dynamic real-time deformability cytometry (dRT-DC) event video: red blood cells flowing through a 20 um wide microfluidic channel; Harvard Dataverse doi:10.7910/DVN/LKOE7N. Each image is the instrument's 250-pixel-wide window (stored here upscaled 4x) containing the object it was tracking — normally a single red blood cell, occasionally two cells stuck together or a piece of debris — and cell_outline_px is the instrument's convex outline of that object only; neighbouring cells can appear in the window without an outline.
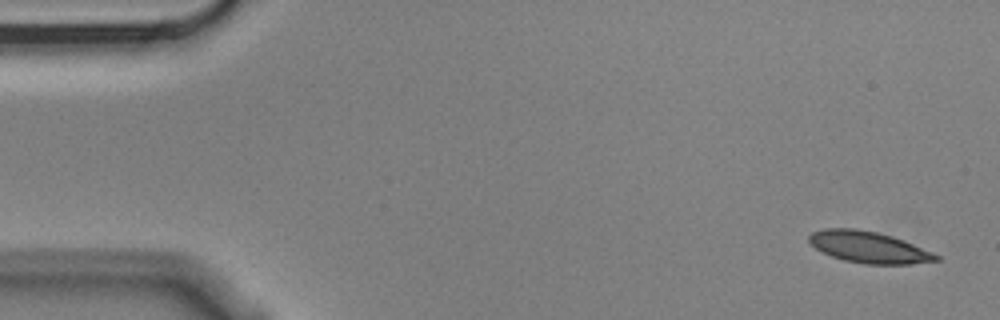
{"species": "Egyptian fruit bat (a non-hibernating species)", "species_latin": "Rousettus aegyptiacus", "temperature_condition": "cold", "stored_images_in_passage": 5, "camera_frame_rate_fps": 3000, "um_per_image_px": 0.085, "animal": {"sex": "male"}, "frame": {"image": 1, "passage_image": 1, "time_ms": 0.0, "image_size_px": [1000, 320], "cell_outline_px": [[940, 260], [912, 264], [864, 264], [844, 260], [832, 256], [816, 248], [808, 240], [808, 236], [812, 232], [824, 228], [856, 228], [876, 232], [892, 236], [904, 240], [932, 252], [940, 256]], "centroid_in_image_um": [73.85, 21.01], "position_along_channel_um": 11.1, "area_um2": 23.24}}
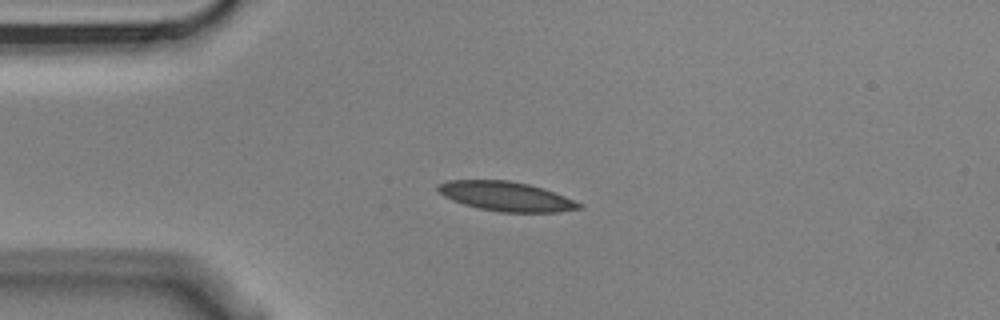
{"frame": {"image": 2, "passage_image": 4, "time_ms": 1.0, "image_size_px": [1000, 320], "cell_outline_px": [[584, 208], [560, 212], [500, 212], [480, 208], [464, 204], [452, 200], [444, 196], [436, 188], [436, 184], [448, 180], [508, 180], [528, 184], [544, 188], [584, 204]], "centroid_in_image_um": [43.05, 16.69], "position_along_channel_um": 42.0, "area_um2": 24.28}}